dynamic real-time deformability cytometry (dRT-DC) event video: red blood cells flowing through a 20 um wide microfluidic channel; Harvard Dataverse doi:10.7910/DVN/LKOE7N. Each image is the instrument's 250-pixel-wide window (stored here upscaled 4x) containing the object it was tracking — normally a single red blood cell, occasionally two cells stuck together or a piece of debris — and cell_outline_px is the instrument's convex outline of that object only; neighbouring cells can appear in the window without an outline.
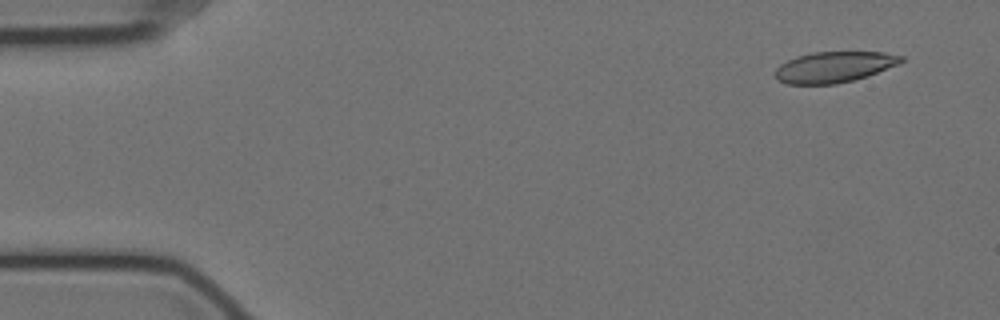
{"species": "Egyptian fruit bat (a non-hibernating species)", "species_latin": "Rousettus aegyptiacus", "temperature_condition": "cold", "stored_images_in_passage": 54, "camera_frame_rate_fps": 3000, "um_per_image_px": 0.085, "animal": {"sex": "female"}, "frame": {"image": 1, "passage_image": 1, "time_ms": 0.0, "image_size_px": [1000, 320], "cell_outline_px": [[904, 60], [900, 64], [868, 76], [836, 84], [788, 84], [776, 80], [776, 68], [780, 64], [796, 56], [812, 52], [884, 52], [904, 56]], "centroid_in_image_um": [70.92, 5.69], "position_along_channel_um": 14.1, "area_um2": 22.77}}
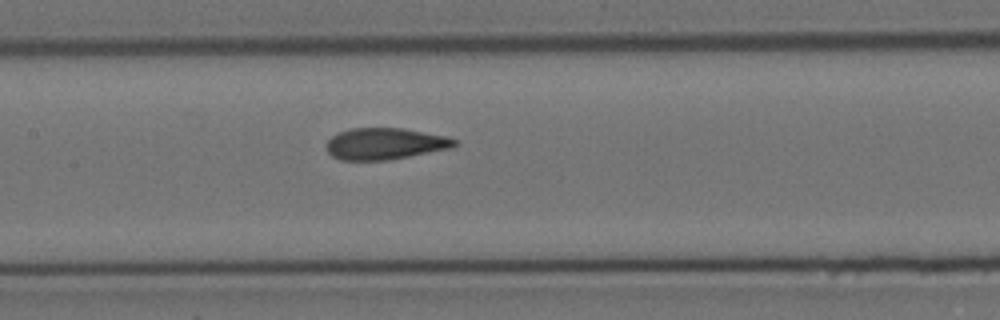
{"frame": {"image": 2, "passage_image": 24, "time_ms": 7.667, "image_size_px": [1000, 320], "cell_outline_px": [[460, 144], [452, 148], [388, 160], [340, 160], [332, 156], [328, 152], [324, 144], [336, 132], [348, 128], [400, 128], [444, 136], [456, 140]], "centroid_in_image_um": [32.67, 12.22], "position_along_channel_um": 174.7, "area_um2": 23.64}}
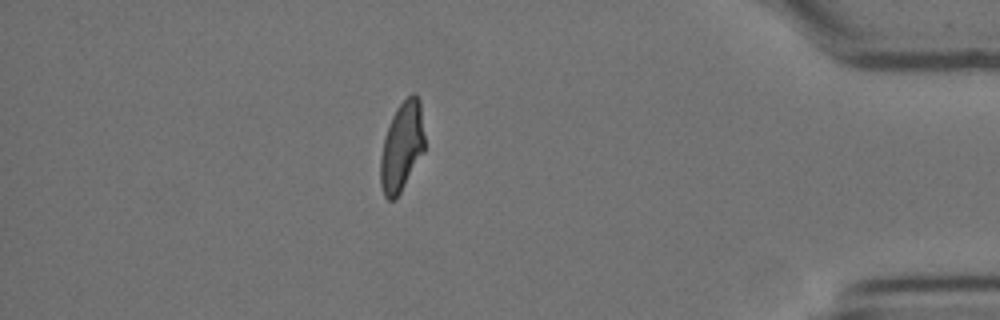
{"frame": {"image": 3, "passage_image": 47, "time_ms": 15.333, "image_size_px": [1000, 320], "cell_outline_px": [[424, 152], [400, 192], [392, 200], [388, 200], [384, 196], [380, 184], [380, 156], [384, 136], [392, 116], [396, 108], [412, 92], [416, 92], [420, 100], [424, 136]], "centroid_in_image_um": [34.14, 12.44], "position_along_channel_um": 401.1, "area_um2": 23.0}, "authors_computed_cell_mechanics": {"area_um2": 23.8714, "velocity_mm_per_s": 3.4985, "shape_relaxation_time_tau1_ms": null, "shape_relaxation_time_tau2_ms": 1.3152, "deformation_change_tau1": null, "deformation_change_tau2": 0.0717}}